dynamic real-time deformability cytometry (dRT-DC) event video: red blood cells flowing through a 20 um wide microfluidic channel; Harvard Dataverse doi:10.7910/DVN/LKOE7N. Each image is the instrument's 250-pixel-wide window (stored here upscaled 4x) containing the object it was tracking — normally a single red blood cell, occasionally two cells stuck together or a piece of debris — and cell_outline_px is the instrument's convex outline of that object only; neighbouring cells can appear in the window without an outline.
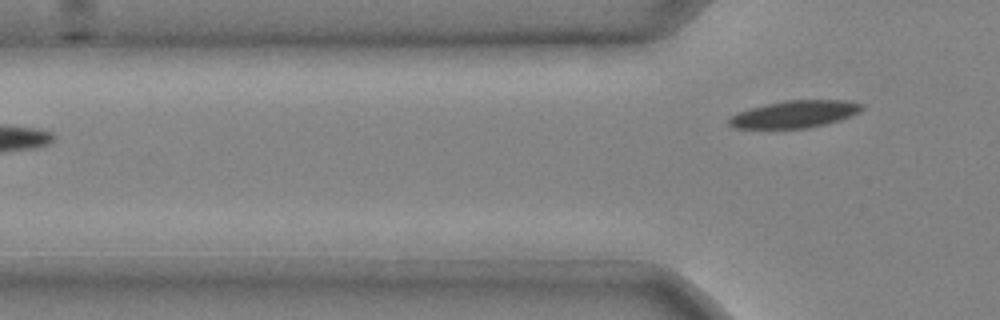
{"species": "common noctule bat (a hibernating species)", "species_latin": "Nyctalus noctula", "temperature_condition": "cold", "stored_images_in_passage": 5, "camera_frame_rate_fps": 3000, "um_per_image_px": 0.085, "animal": {"sex": "male", "body_mass_g": 20.4}, "frame": {"image": 1, "passage_image": 5, "time_ms": 1.333, "image_size_px": [1000, 320], "cell_outline_px": [[864, 108], [860, 112], [840, 120], [808, 128], [732, 128], [728, 124], [728, 120], [732, 116], [740, 112], [752, 108], [784, 100], [848, 100], [864, 104]], "centroid_in_image_um": [67.6, 9.7], "position_along_channel_um": 58.2, "area_um2": 20.92}}